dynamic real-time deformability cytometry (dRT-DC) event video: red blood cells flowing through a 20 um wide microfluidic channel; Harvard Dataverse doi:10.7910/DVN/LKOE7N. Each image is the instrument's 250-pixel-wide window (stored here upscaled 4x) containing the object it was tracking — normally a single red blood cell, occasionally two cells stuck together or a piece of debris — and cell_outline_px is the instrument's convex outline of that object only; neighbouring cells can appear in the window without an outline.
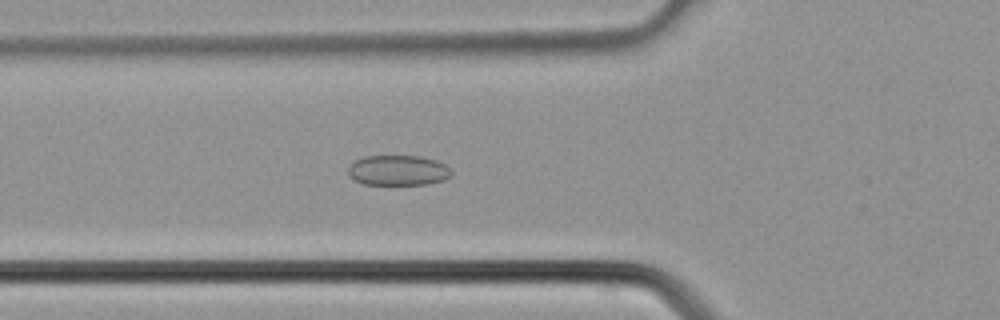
{"species": "common noctule bat (a hibernating species)", "species_latin": "Nyctalus noctula", "temperature_condition": "cold", "stored_images_in_passage": 30, "camera_frame_rate_fps": 3000, "um_per_image_px": 0.085, "animal": {"sex": "male", "body_mass_g": 21.5, "forearm_length_mm": 52.0}, "frame": {"image": 1, "passage_image": 9, "time_ms": 2.667, "image_size_px": [1000, 320], "cell_outline_px": [[452, 176], [444, 180], [428, 184], [364, 184], [348, 176], [348, 168], [356, 160], [364, 156], [420, 156], [436, 160], [452, 168]], "centroid_in_image_um": [33.88, 14.48], "position_along_channel_um": 91.9, "area_um2": 18.26}}
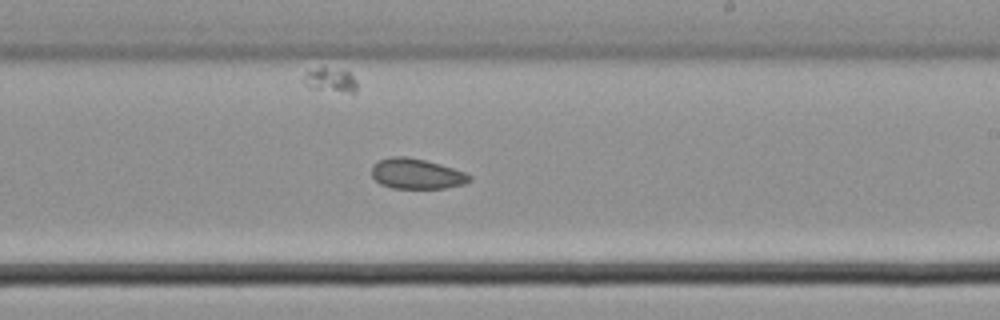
{"frame": {"image": 2, "passage_image": 18, "time_ms": 5.667, "image_size_px": [1000, 320], "cell_outline_px": [[472, 180], [464, 184], [444, 188], [392, 188], [380, 184], [372, 176], [372, 164], [380, 160], [392, 156], [404, 156], [424, 160], [440, 164], [464, 172], [472, 176]], "centroid_in_image_um": [35.4, 14.77], "position_along_channel_um": 253.6, "area_um2": 17.22}}
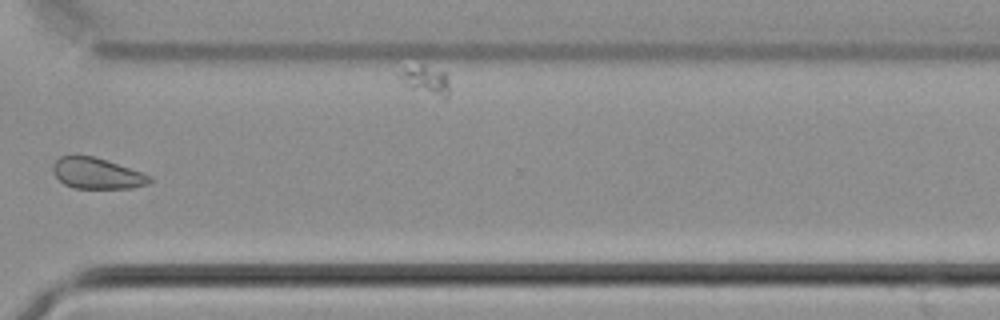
{"frame": {"image": 3, "passage_image": 24, "time_ms": 7.667, "image_size_px": [1000, 320], "cell_outline_px": [[152, 180], [148, 184], [132, 188], [72, 188], [64, 184], [56, 176], [52, 168], [52, 164], [60, 156], [92, 156], [108, 160], [152, 176]], "centroid_in_image_um": [8.25, 14.74], "position_along_channel_um": 362.4, "area_um2": 17.4}}